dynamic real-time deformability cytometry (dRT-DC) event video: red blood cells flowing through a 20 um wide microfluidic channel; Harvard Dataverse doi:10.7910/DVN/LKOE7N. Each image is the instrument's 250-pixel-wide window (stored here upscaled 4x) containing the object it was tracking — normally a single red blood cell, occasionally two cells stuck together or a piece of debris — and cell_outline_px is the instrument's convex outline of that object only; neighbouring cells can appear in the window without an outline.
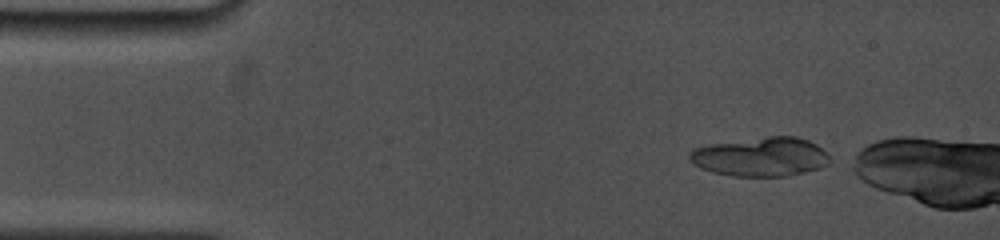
{"species": "common noctule bat (a hibernating species)", "species_latin": "Nyctalus noctula", "temperature_condition": "cold", "stored_images_in_passage": 11, "camera_frame_rate_fps": 5000, "um_per_image_px": 0.085, "animal": {"sex": "female", "body_mass_g": 19.0, "forearm_length_mm": 53.3}, "frame": {"image": 1, "passage_image": 1, "time_ms": 0.0, "image_size_px": [1000, 240], "cell_outline_px": [[828, 164], [820, 168], [804, 172], [784, 176], [732, 176], [712, 172], [700, 168], [688, 156], [692, 148], [712, 144], [768, 136], [796, 136], [808, 140], [816, 144], [828, 156]], "centroid_in_image_um": [64.65, 13.33], "position_along_channel_um": 20.4, "area_um2": 31.62}}
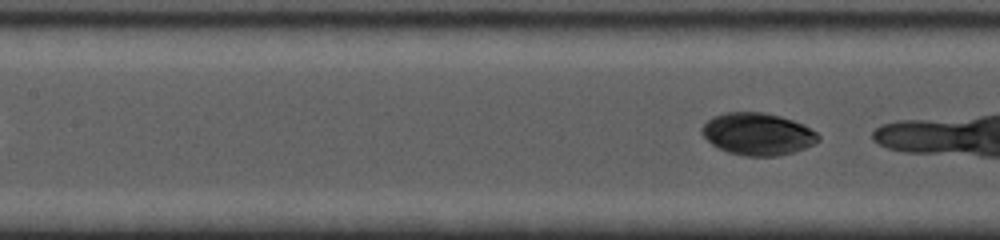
{"frame": {"image": 2, "passage_image": 11, "time_ms": 7.2, "image_size_px": [1000, 240], "cell_outline_px": [[820, 140], [804, 148], [792, 152], [776, 156], [744, 156], [728, 152], [712, 144], [700, 132], [700, 128], [712, 116], [724, 112], [764, 112], [780, 116], [804, 124], [816, 132], [820, 136]], "centroid_in_image_um": [64.39, 11.38], "position_along_channel_um": 143.0, "area_um2": 28.61}}